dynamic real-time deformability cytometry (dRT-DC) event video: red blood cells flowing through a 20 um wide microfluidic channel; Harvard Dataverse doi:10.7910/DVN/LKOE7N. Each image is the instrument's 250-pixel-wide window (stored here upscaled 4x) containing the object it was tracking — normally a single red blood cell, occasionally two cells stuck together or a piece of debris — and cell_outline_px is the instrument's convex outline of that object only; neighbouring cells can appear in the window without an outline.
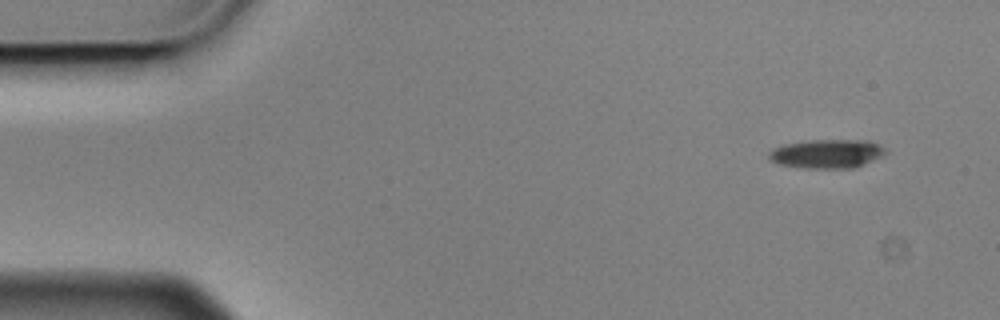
{"species": "Egyptian fruit bat (a non-hibernating species)", "species_latin": "Rousettus aegyptiacus", "temperature_condition": "cold", "stored_images_in_passage": 4, "camera_frame_rate_fps": 3000, "um_per_image_px": 0.085, "animal": {"sex": "male"}, "frame": {"image": 1, "passage_image": 1, "time_ms": 0.0, "image_size_px": [1000, 320], "cell_outline_px": [[888, 152], [884, 156], [856, 168], [804, 168], [776, 164], [768, 160], [768, 152], [772, 148], [784, 144], [812, 140], [868, 140], [884, 148]], "centroid_in_image_um": [70.27, 13.08], "position_along_channel_um": 14.7, "area_um2": 19.94}}
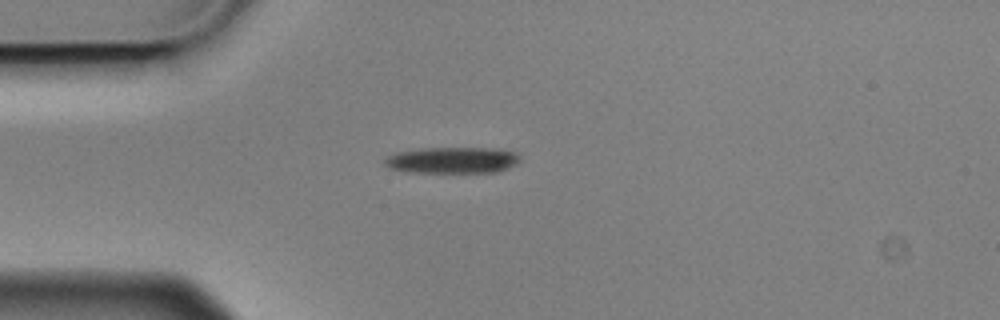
{"frame": {"image": 2, "passage_image": 4, "time_ms": 1.0, "image_size_px": [1000, 320], "cell_outline_px": [[520, 160], [516, 164], [508, 168], [496, 172], [408, 172], [388, 168], [384, 164], [384, 160], [388, 156], [396, 152], [424, 148], [484, 148], [512, 152], [520, 156]], "centroid_in_image_um": [38.4, 13.62], "position_along_channel_um": 46.6, "area_um2": 20.52}}